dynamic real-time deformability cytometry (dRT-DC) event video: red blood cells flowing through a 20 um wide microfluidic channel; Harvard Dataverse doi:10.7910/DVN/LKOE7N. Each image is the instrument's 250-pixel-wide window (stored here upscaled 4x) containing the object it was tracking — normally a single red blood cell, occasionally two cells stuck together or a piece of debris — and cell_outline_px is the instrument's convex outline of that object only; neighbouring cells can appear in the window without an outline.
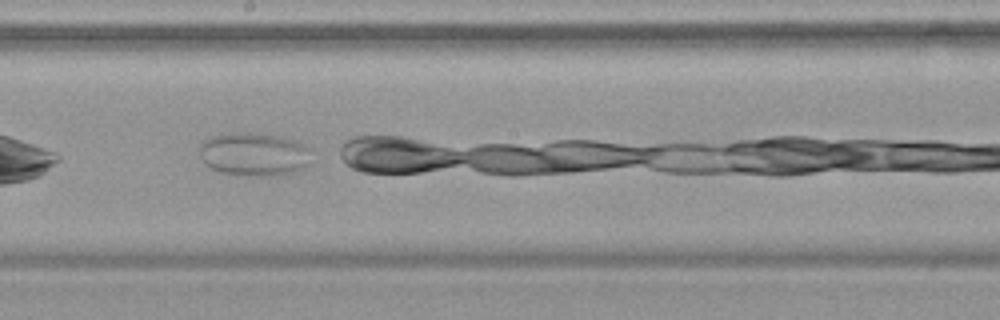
{"species": "common noctule bat (a hibernating species)", "species_latin": "Nyctalus noctula", "temperature_condition": "warm", "stored_images_in_passage": 17, "camera_frame_rate_fps": 3000, "um_per_image_px": 0.085, "animal": {"sex": "female", "body_mass_g": 19.9}, "frame": {"image": 1, "passage_image": 12, "time_ms": 3.667, "image_size_px": [1000, 320], "cell_outline_px": [[312, 148], [304, 164], [300, 168], [292, 172], [272, 176], [220, 172], [212, 168], [200, 156], [200, 144], [204, 140], [212, 136], [228, 132], [252, 132], [284, 136], [296, 140]], "centroid_in_image_um": [21.58, 13.05], "position_along_channel_um": 226.6, "area_um2": 27.98}}